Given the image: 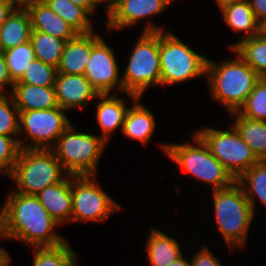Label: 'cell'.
Returning a JSON list of instances; mask_svg holds the SVG:
<instances>
[{
	"label": "cell",
	"instance_id": "6da1fadb",
	"mask_svg": "<svg viewBox=\"0 0 266 266\" xmlns=\"http://www.w3.org/2000/svg\"><path fill=\"white\" fill-rule=\"evenodd\" d=\"M3 208L7 239L33 247H54L66 242L54 232L60 224L50 216L37 196L12 191L5 199Z\"/></svg>",
	"mask_w": 266,
	"mask_h": 266
},
{
	"label": "cell",
	"instance_id": "7a4b0ae2",
	"mask_svg": "<svg viewBox=\"0 0 266 266\" xmlns=\"http://www.w3.org/2000/svg\"><path fill=\"white\" fill-rule=\"evenodd\" d=\"M236 53V58L218 64L207 60L206 79L211 98L222 103L228 113L236 112L245 103L260 76Z\"/></svg>",
	"mask_w": 266,
	"mask_h": 266
},
{
	"label": "cell",
	"instance_id": "3957f363",
	"mask_svg": "<svg viewBox=\"0 0 266 266\" xmlns=\"http://www.w3.org/2000/svg\"><path fill=\"white\" fill-rule=\"evenodd\" d=\"M136 41L122 76L123 92L142 97L153 85H160L159 32L163 27L148 20Z\"/></svg>",
	"mask_w": 266,
	"mask_h": 266
},
{
	"label": "cell",
	"instance_id": "277c9868",
	"mask_svg": "<svg viewBox=\"0 0 266 266\" xmlns=\"http://www.w3.org/2000/svg\"><path fill=\"white\" fill-rule=\"evenodd\" d=\"M215 223L231 252L245 246L255 212L236 181L227 188L211 190Z\"/></svg>",
	"mask_w": 266,
	"mask_h": 266
},
{
	"label": "cell",
	"instance_id": "5b68a950",
	"mask_svg": "<svg viewBox=\"0 0 266 266\" xmlns=\"http://www.w3.org/2000/svg\"><path fill=\"white\" fill-rule=\"evenodd\" d=\"M193 144L161 143L160 147L168 156L188 174L211 184L212 190L230 187L236 180L225 167L214 157L207 144L195 132Z\"/></svg>",
	"mask_w": 266,
	"mask_h": 266
},
{
	"label": "cell",
	"instance_id": "8992f818",
	"mask_svg": "<svg viewBox=\"0 0 266 266\" xmlns=\"http://www.w3.org/2000/svg\"><path fill=\"white\" fill-rule=\"evenodd\" d=\"M66 175L51 149H21L7 177L15 182L17 189L13 191L36 196L44 188L61 182Z\"/></svg>",
	"mask_w": 266,
	"mask_h": 266
},
{
	"label": "cell",
	"instance_id": "52a82bcc",
	"mask_svg": "<svg viewBox=\"0 0 266 266\" xmlns=\"http://www.w3.org/2000/svg\"><path fill=\"white\" fill-rule=\"evenodd\" d=\"M106 145L99 135L77 132L71 124L51 150L69 175H97L98 161Z\"/></svg>",
	"mask_w": 266,
	"mask_h": 266
},
{
	"label": "cell",
	"instance_id": "ba28073f",
	"mask_svg": "<svg viewBox=\"0 0 266 266\" xmlns=\"http://www.w3.org/2000/svg\"><path fill=\"white\" fill-rule=\"evenodd\" d=\"M160 85H174L206 75L207 60L171 31L159 32Z\"/></svg>",
	"mask_w": 266,
	"mask_h": 266
},
{
	"label": "cell",
	"instance_id": "9c48e42d",
	"mask_svg": "<svg viewBox=\"0 0 266 266\" xmlns=\"http://www.w3.org/2000/svg\"><path fill=\"white\" fill-rule=\"evenodd\" d=\"M196 133L235 180L259 162L233 125L230 130L203 127Z\"/></svg>",
	"mask_w": 266,
	"mask_h": 266
},
{
	"label": "cell",
	"instance_id": "30bf717a",
	"mask_svg": "<svg viewBox=\"0 0 266 266\" xmlns=\"http://www.w3.org/2000/svg\"><path fill=\"white\" fill-rule=\"evenodd\" d=\"M96 177L97 175H71V223L106 222L110 215L123 208L101 188Z\"/></svg>",
	"mask_w": 266,
	"mask_h": 266
},
{
	"label": "cell",
	"instance_id": "8fae6325",
	"mask_svg": "<svg viewBox=\"0 0 266 266\" xmlns=\"http://www.w3.org/2000/svg\"><path fill=\"white\" fill-rule=\"evenodd\" d=\"M60 106L51 109L19 111V136L25 134L28 143L19 137L21 149H51L57 139L72 124Z\"/></svg>",
	"mask_w": 266,
	"mask_h": 266
},
{
	"label": "cell",
	"instance_id": "7c38bea8",
	"mask_svg": "<svg viewBox=\"0 0 266 266\" xmlns=\"http://www.w3.org/2000/svg\"><path fill=\"white\" fill-rule=\"evenodd\" d=\"M112 50L102 37L92 47L90 59L85 68L84 76L99 94H111L112 90L123 92L119 65Z\"/></svg>",
	"mask_w": 266,
	"mask_h": 266
},
{
	"label": "cell",
	"instance_id": "4fadbf2b",
	"mask_svg": "<svg viewBox=\"0 0 266 266\" xmlns=\"http://www.w3.org/2000/svg\"><path fill=\"white\" fill-rule=\"evenodd\" d=\"M172 2L170 0H118L106 14V29H123L133 26L140 19L153 18L162 13Z\"/></svg>",
	"mask_w": 266,
	"mask_h": 266
},
{
	"label": "cell",
	"instance_id": "5bb4252c",
	"mask_svg": "<svg viewBox=\"0 0 266 266\" xmlns=\"http://www.w3.org/2000/svg\"><path fill=\"white\" fill-rule=\"evenodd\" d=\"M54 88L58 106L65 111L86 107L100 95L84 75L57 73Z\"/></svg>",
	"mask_w": 266,
	"mask_h": 266
},
{
	"label": "cell",
	"instance_id": "9a60e30c",
	"mask_svg": "<svg viewBox=\"0 0 266 266\" xmlns=\"http://www.w3.org/2000/svg\"><path fill=\"white\" fill-rule=\"evenodd\" d=\"M101 38V35L91 31L78 33L74 38L68 40L61 55L57 73L84 75L92 47Z\"/></svg>",
	"mask_w": 266,
	"mask_h": 266
},
{
	"label": "cell",
	"instance_id": "2e32d148",
	"mask_svg": "<svg viewBox=\"0 0 266 266\" xmlns=\"http://www.w3.org/2000/svg\"><path fill=\"white\" fill-rule=\"evenodd\" d=\"M32 31H40L66 41L74 38L78 32L52 11L43 0H29L25 4Z\"/></svg>",
	"mask_w": 266,
	"mask_h": 266
},
{
	"label": "cell",
	"instance_id": "e0dca14e",
	"mask_svg": "<svg viewBox=\"0 0 266 266\" xmlns=\"http://www.w3.org/2000/svg\"><path fill=\"white\" fill-rule=\"evenodd\" d=\"M36 196L50 216L59 224L71 223V175L68 174L61 182L44 188Z\"/></svg>",
	"mask_w": 266,
	"mask_h": 266
},
{
	"label": "cell",
	"instance_id": "ac0fdd59",
	"mask_svg": "<svg viewBox=\"0 0 266 266\" xmlns=\"http://www.w3.org/2000/svg\"><path fill=\"white\" fill-rule=\"evenodd\" d=\"M126 95L131 99L132 105L126 113L122 133L125 137L146 145L156 130L154 114L139 102L140 97L130 93Z\"/></svg>",
	"mask_w": 266,
	"mask_h": 266
},
{
	"label": "cell",
	"instance_id": "d6986e66",
	"mask_svg": "<svg viewBox=\"0 0 266 266\" xmlns=\"http://www.w3.org/2000/svg\"><path fill=\"white\" fill-rule=\"evenodd\" d=\"M117 95L118 93L100 94L96 98V100L99 99L96 107V118L102 131L100 137L106 143L117 129L122 132L125 116L129 109L126 106L127 99L125 101V98H118Z\"/></svg>",
	"mask_w": 266,
	"mask_h": 266
},
{
	"label": "cell",
	"instance_id": "ffe728a7",
	"mask_svg": "<svg viewBox=\"0 0 266 266\" xmlns=\"http://www.w3.org/2000/svg\"><path fill=\"white\" fill-rule=\"evenodd\" d=\"M10 94L19 111L43 110L58 107L54 87L14 83Z\"/></svg>",
	"mask_w": 266,
	"mask_h": 266
},
{
	"label": "cell",
	"instance_id": "44dd1931",
	"mask_svg": "<svg viewBox=\"0 0 266 266\" xmlns=\"http://www.w3.org/2000/svg\"><path fill=\"white\" fill-rule=\"evenodd\" d=\"M32 26L30 16L25 7H16L0 27L1 51L29 42Z\"/></svg>",
	"mask_w": 266,
	"mask_h": 266
},
{
	"label": "cell",
	"instance_id": "7402d4cb",
	"mask_svg": "<svg viewBox=\"0 0 266 266\" xmlns=\"http://www.w3.org/2000/svg\"><path fill=\"white\" fill-rule=\"evenodd\" d=\"M146 251L151 266H170L183 255L178 241L157 228L147 238Z\"/></svg>",
	"mask_w": 266,
	"mask_h": 266
},
{
	"label": "cell",
	"instance_id": "603a6c76",
	"mask_svg": "<svg viewBox=\"0 0 266 266\" xmlns=\"http://www.w3.org/2000/svg\"><path fill=\"white\" fill-rule=\"evenodd\" d=\"M220 10L228 27L244 33L241 40L259 34V22L254 17L249 0L227 4Z\"/></svg>",
	"mask_w": 266,
	"mask_h": 266
},
{
	"label": "cell",
	"instance_id": "cb8c5ba5",
	"mask_svg": "<svg viewBox=\"0 0 266 266\" xmlns=\"http://www.w3.org/2000/svg\"><path fill=\"white\" fill-rule=\"evenodd\" d=\"M235 117L233 126L251 148L259 161H266V121L248 119L237 111L230 113Z\"/></svg>",
	"mask_w": 266,
	"mask_h": 266
},
{
	"label": "cell",
	"instance_id": "d4e9b609",
	"mask_svg": "<svg viewBox=\"0 0 266 266\" xmlns=\"http://www.w3.org/2000/svg\"><path fill=\"white\" fill-rule=\"evenodd\" d=\"M260 76L266 77V37L260 34L229 46Z\"/></svg>",
	"mask_w": 266,
	"mask_h": 266
},
{
	"label": "cell",
	"instance_id": "484cf974",
	"mask_svg": "<svg viewBox=\"0 0 266 266\" xmlns=\"http://www.w3.org/2000/svg\"><path fill=\"white\" fill-rule=\"evenodd\" d=\"M236 182L242 187L254 212L256 211V198L266 208V161H259L250 167Z\"/></svg>",
	"mask_w": 266,
	"mask_h": 266
},
{
	"label": "cell",
	"instance_id": "4316f807",
	"mask_svg": "<svg viewBox=\"0 0 266 266\" xmlns=\"http://www.w3.org/2000/svg\"><path fill=\"white\" fill-rule=\"evenodd\" d=\"M43 1L78 33H89L94 31L91 21H89L91 14L85 8L75 5L70 0Z\"/></svg>",
	"mask_w": 266,
	"mask_h": 266
},
{
	"label": "cell",
	"instance_id": "83f0119b",
	"mask_svg": "<svg viewBox=\"0 0 266 266\" xmlns=\"http://www.w3.org/2000/svg\"><path fill=\"white\" fill-rule=\"evenodd\" d=\"M30 41L33 45L36 59L55 68L58 67L66 40L40 31H32Z\"/></svg>",
	"mask_w": 266,
	"mask_h": 266
},
{
	"label": "cell",
	"instance_id": "f1b7e54d",
	"mask_svg": "<svg viewBox=\"0 0 266 266\" xmlns=\"http://www.w3.org/2000/svg\"><path fill=\"white\" fill-rule=\"evenodd\" d=\"M33 266H77V255L68 242L54 247H34Z\"/></svg>",
	"mask_w": 266,
	"mask_h": 266
},
{
	"label": "cell",
	"instance_id": "f546056e",
	"mask_svg": "<svg viewBox=\"0 0 266 266\" xmlns=\"http://www.w3.org/2000/svg\"><path fill=\"white\" fill-rule=\"evenodd\" d=\"M6 59L9 75L12 81L17 82L24 74L29 63L35 59L31 41L25 42L2 52Z\"/></svg>",
	"mask_w": 266,
	"mask_h": 266
},
{
	"label": "cell",
	"instance_id": "4dcf8cb0",
	"mask_svg": "<svg viewBox=\"0 0 266 266\" xmlns=\"http://www.w3.org/2000/svg\"><path fill=\"white\" fill-rule=\"evenodd\" d=\"M248 119L266 121V78L261 77L255 84L245 103L237 111Z\"/></svg>",
	"mask_w": 266,
	"mask_h": 266
},
{
	"label": "cell",
	"instance_id": "1f68e13d",
	"mask_svg": "<svg viewBox=\"0 0 266 266\" xmlns=\"http://www.w3.org/2000/svg\"><path fill=\"white\" fill-rule=\"evenodd\" d=\"M56 74L57 68L35 58L29 63V67L26 68L22 77L15 83L54 87Z\"/></svg>",
	"mask_w": 266,
	"mask_h": 266
},
{
	"label": "cell",
	"instance_id": "d6a6232c",
	"mask_svg": "<svg viewBox=\"0 0 266 266\" xmlns=\"http://www.w3.org/2000/svg\"><path fill=\"white\" fill-rule=\"evenodd\" d=\"M0 135L15 137L19 141V110L11 94H0Z\"/></svg>",
	"mask_w": 266,
	"mask_h": 266
},
{
	"label": "cell",
	"instance_id": "836d02e7",
	"mask_svg": "<svg viewBox=\"0 0 266 266\" xmlns=\"http://www.w3.org/2000/svg\"><path fill=\"white\" fill-rule=\"evenodd\" d=\"M21 147L15 137L0 135V173L9 175L18 160Z\"/></svg>",
	"mask_w": 266,
	"mask_h": 266
},
{
	"label": "cell",
	"instance_id": "e575fe53",
	"mask_svg": "<svg viewBox=\"0 0 266 266\" xmlns=\"http://www.w3.org/2000/svg\"><path fill=\"white\" fill-rule=\"evenodd\" d=\"M190 259L191 266H221L220 261L207 246H203L202 249L195 253Z\"/></svg>",
	"mask_w": 266,
	"mask_h": 266
},
{
	"label": "cell",
	"instance_id": "d590c367",
	"mask_svg": "<svg viewBox=\"0 0 266 266\" xmlns=\"http://www.w3.org/2000/svg\"><path fill=\"white\" fill-rule=\"evenodd\" d=\"M14 82L12 81L9 72H8V67L6 64V59L4 54L1 52L0 53V94H6V91L8 89L7 86L11 87V91L13 88Z\"/></svg>",
	"mask_w": 266,
	"mask_h": 266
},
{
	"label": "cell",
	"instance_id": "8d00e7d4",
	"mask_svg": "<svg viewBox=\"0 0 266 266\" xmlns=\"http://www.w3.org/2000/svg\"><path fill=\"white\" fill-rule=\"evenodd\" d=\"M255 19L260 22L266 17V0H249Z\"/></svg>",
	"mask_w": 266,
	"mask_h": 266
},
{
	"label": "cell",
	"instance_id": "74e56055",
	"mask_svg": "<svg viewBox=\"0 0 266 266\" xmlns=\"http://www.w3.org/2000/svg\"><path fill=\"white\" fill-rule=\"evenodd\" d=\"M16 7L17 6L8 0H0V27Z\"/></svg>",
	"mask_w": 266,
	"mask_h": 266
},
{
	"label": "cell",
	"instance_id": "f35d334b",
	"mask_svg": "<svg viewBox=\"0 0 266 266\" xmlns=\"http://www.w3.org/2000/svg\"><path fill=\"white\" fill-rule=\"evenodd\" d=\"M75 5L85 8L91 15L96 12L97 5L93 0H70Z\"/></svg>",
	"mask_w": 266,
	"mask_h": 266
},
{
	"label": "cell",
	"instance_id": "ab89813d",
	"mask_svg": "<svg viewBox=\"0 0 266 266\" xmlns=\"http://www.w3.org/2000/svg\"><path fill=\"white\" fill-rule=\"evenodd\" d=\"M11 258L8 252L0 246V266H9Z\"/></svg>",
	"mask_w": 266,
	"mask_h": 266
},
{
	"label": "cell",
	"instance_id": "60d3db41",
	"mask_svg": "<svg viewBox=\"0 0 266 266\" xmlns=\"http://www.w3.org/2000/svg\"><path fill=\"white\" fill-rule=\"evenodd\" d=\"M94 3L99 6L98 4H102L103 2L106 4V11H105V15L109 13V11L115 6V4L117 3L118 0H93ZM102 2V3H101Z\"/></svg>",
	"mask_w": 266,
	"mask_h": 266
},
{
	"label": "cell",
	"instance_id": "b9f144b4",
	"mask_svg": "<svg viewBox=\"0 0 266 266\" xmlns=\"http://www.w3.org/2000/svg\"><path fill=\"white\" fill-rule=\"evenodd\" d=\"M0 238L7 239L5 236V231H4V208L3 206L0 208Z\"/></svg>",
	"mask_w": 266,
	"mask_h": 266
},
{
	"label": "cell",
	"instance_id": "7bdbcfd3",
	"mask_svg": "<svg viewBox=\"0 0 266 266\" xmlns=\"http://www.w3.org/2000/svg\"><path fill=\"white\" fill-rule=\"evenodd\" d=\"M170 266H191L190 260H186V257L180 256L174 263H172Z\"/></svg>",
	"mask_w": 266,
	"mask_h": 266
},
{
	"label": "cell",
	"instance_id": "ee69618b",
	"mask_svg": "<svg viewBox=\"0 0 266 266\" xmlns=\"http://www.w3.org/2000/svg\"><path fill=\"white\" fill-rule=\"evenodd\" d=\"M259 34L266 37V17L259 22Z\"/></svg>",
	"mask_w": 266,
	"mask_h": 266
},
{
	"label": "cell",
	"instance_id": "f6af8a7d",
	"mask_svg": "<svg viewBox=\"0 0 266 266\" xmlns=\"http://www.w3.org/2000/svg\"><path fill=\"white\" fill-rule=\"evenodd\" d=\"M238 1H243V0H215L219 9L222 8L223 6L227 5V4L238 2Z\"/></svg>",
	"mask_w": 266,
	"mask_h": 266
},
{
	"label": "cell",
	"instance_id": "bcb514c9",
	"mask_svg": "<svg viewBox=\"0 0 266 266\" xmlns=\"http://www.w3.org/2000/svg\"><path fill=\"white\" fill-rule=\"evenodd\" d=\"M10 2H12L15 6L17 7H24L25 4L29 1V0H8Z\"/></svg>",
	"mask_w": 266,
	"mask_h": 266
}]
</instances>
